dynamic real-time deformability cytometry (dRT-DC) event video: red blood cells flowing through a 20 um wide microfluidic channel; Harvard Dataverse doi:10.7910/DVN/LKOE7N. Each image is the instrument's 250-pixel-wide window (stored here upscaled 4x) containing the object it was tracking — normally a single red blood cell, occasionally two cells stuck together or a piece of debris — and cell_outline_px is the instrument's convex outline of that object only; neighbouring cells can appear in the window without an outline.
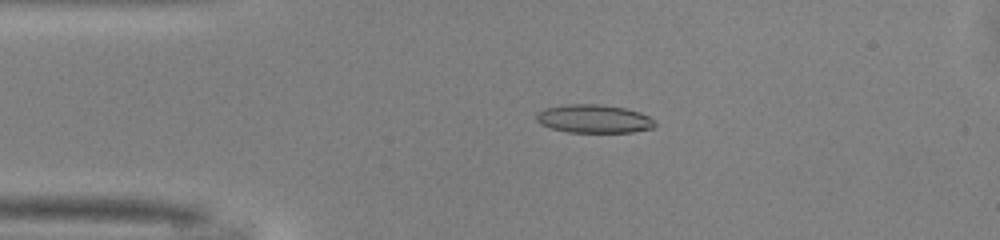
{"species": "common noctule bat (a hibernating species)", "species_latin": "Nyctalus noctula", "temperature_condition": "warm", "stored_images_in_passage": 49, "camera_frame_rate_fps": 3000, "um_per_image_px": 0.085, "animal": {"sex": "male", "body_mass_g": 13.0, "forearm_length_mm": 53.1}, "frame": {"image": 1, "passage_image": 10, "time_ms": 3.0, "image_size_px": [1000, 240], "cell_outline_px": [[656, 124], [652, 128], [632, 132], [568, 132], [552, 128], [540, 124], [536, 120], [536, 116], [544, 108], [564, 104], [600, 104], [624, 108], [640, 112], [656, 120]], "centroid_in_image_um": [50.49, 10.09], "position_along_channel_um": 34.5, "area_um2": 19.59}}
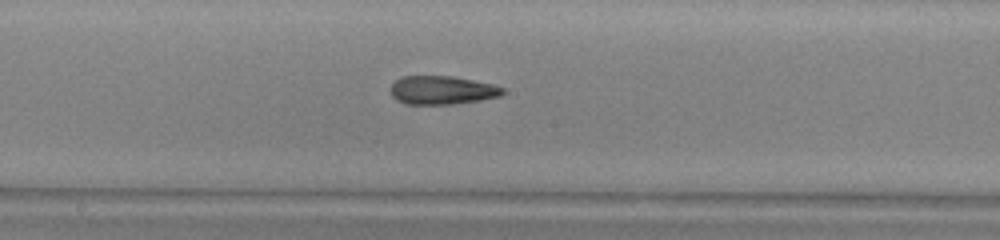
{"frame": {"image": 2, "passage_image": 25, "time_ms": 8.0, "image_size_px": [1000, 240], "cell_outline_px": [[504, 92], [500, 96], [480, 100], [452, 104], [404, 104], [396, 100], [392, 96], [392, 84], [396, 80], [404, 76], [452, 76], [492, 84], [504, 88]], "centroid_in_image_um": [37.57, 7.67], "position_along_channel_um": 210.6, "area_um2": 18.5}}
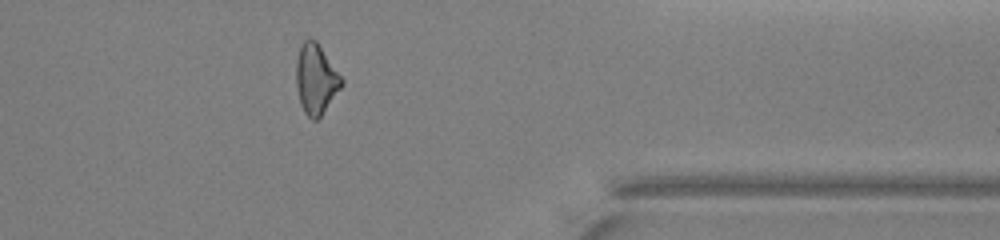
{"frame": {"image": 3, "passage_image": 39, "time_ms": 12.667, "image_size_px": [1000, 240], "cell_outline_px": [[344, 84], [320, 116], [316, 120], [312, 120], [304, 112], [300, 104], [296, 88], [296, 60], [300, 48], [304, 40], [308, 36], [316, 40], [344, 80]], "centroid_in_image_um": [26.84, 6.71], "position_along_channel_um": 384.6, "area_um2": 18.55}, "authors_computed_cell_mechanics": {"area_um2": 19.074, "velocity_mm_per_s": 4.1692, "shape_relaxation_time_tau1_ms": null, "shape_relaxation_time_tau2_ms": 4.9183, "deformation_change_tau1": null, "deformation_change_tau2": 0.1668}}